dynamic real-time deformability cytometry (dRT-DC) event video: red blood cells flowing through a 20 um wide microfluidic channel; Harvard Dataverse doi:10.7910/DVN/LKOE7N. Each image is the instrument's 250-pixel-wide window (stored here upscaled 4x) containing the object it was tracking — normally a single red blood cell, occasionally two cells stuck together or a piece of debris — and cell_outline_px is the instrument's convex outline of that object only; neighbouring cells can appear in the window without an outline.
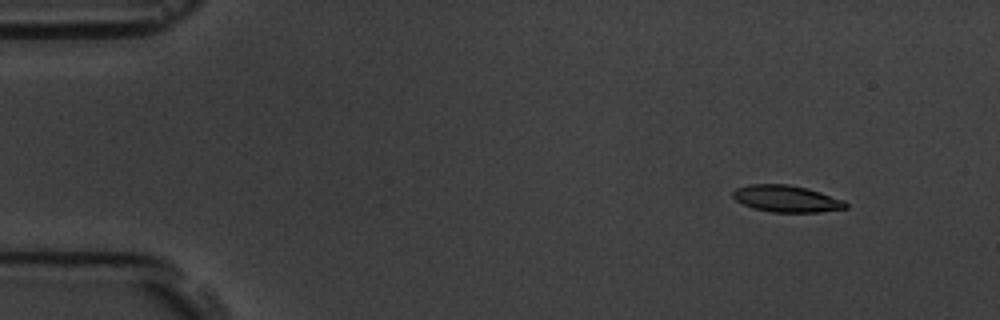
{"species": "common noctule bat (a hibernating species)", "species_latin": "Nyctalus noctula", "temperature_condition": "room temperature", "stored_images_in_passage": 5, "camera_frame_rate_fps": 3000, "um_per_image_px": 0.085, "animal": {"sex": "male", "body_mass_g": 19.5, "forearm_length_mm": 54.6}, "frame": {"image": 1, "passage_image": 1, "time_ms": 0.0, "image_size_px": [1000, 320], "cell_outline_px": [[848, 208], [820, 212], [772, 212], [752, 208], [736, 200], [732, 196], [732, 192], [736, 188], [748, 184], [788, 184], [808, 188], [844, 200], [848, 204]], "centroid_in_image_um": [66.86, 16.89], "position_along_channel_um": 18.1, "area_um2": 17.69}}
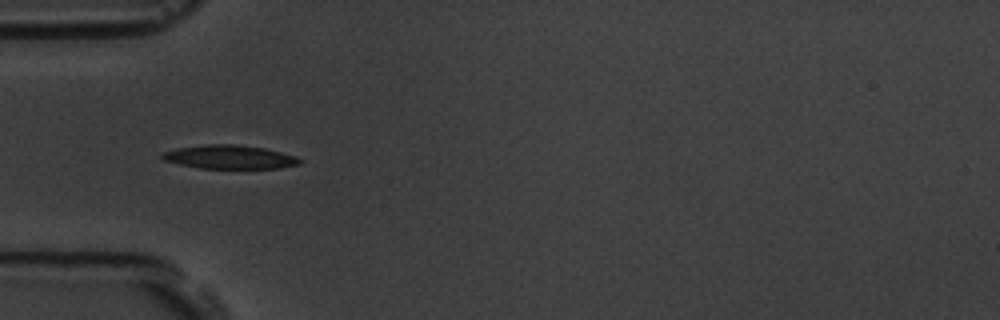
{"frame": {"image": 2, "passage_image": 4, "time_ms": 4.0, "image_size_px": [1000, 320], "cell_outline_px": [[304, 160], [300, 164], [280, 168], [200, 168], [180, 164], [164, 160], [160, 156], [164, 152], [176, 148], [208, 144], [236, 144], [264, 148], [296, 156]], "centroid_in_image_um": [19.55, 13.34], "position_along_channel_um": 65.5, "area_um2": 18.9}}
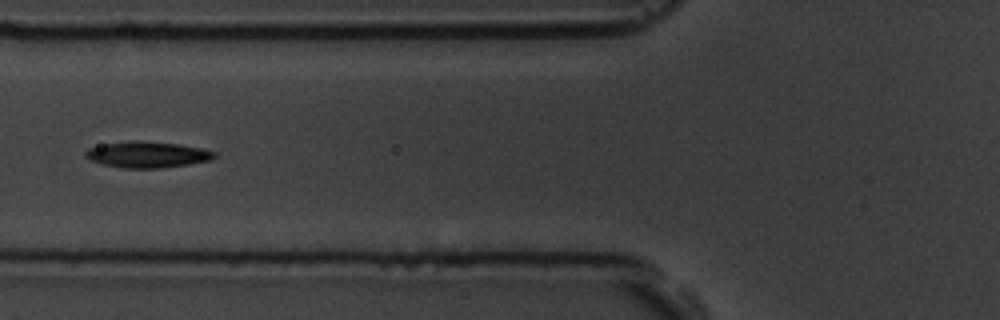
{"frame": {"image": 3, "passage_image": 5, "time_ms": 5.333, "image_size_px": [1000, 320], "cell_outline_px": [[216, 156], [212, 160], [188, 164], [160, 168], [124, 168], [100, 164], [88, 160], [84, 156], [84, 152], [88, 148], [104, 144], [136, 140], [180, 144], [200, 148], [216, 152]], "centroid_in_image_um": [12.49, 13.14], "position_along_channel_um": 113.3, "area_um2": 19.71}}